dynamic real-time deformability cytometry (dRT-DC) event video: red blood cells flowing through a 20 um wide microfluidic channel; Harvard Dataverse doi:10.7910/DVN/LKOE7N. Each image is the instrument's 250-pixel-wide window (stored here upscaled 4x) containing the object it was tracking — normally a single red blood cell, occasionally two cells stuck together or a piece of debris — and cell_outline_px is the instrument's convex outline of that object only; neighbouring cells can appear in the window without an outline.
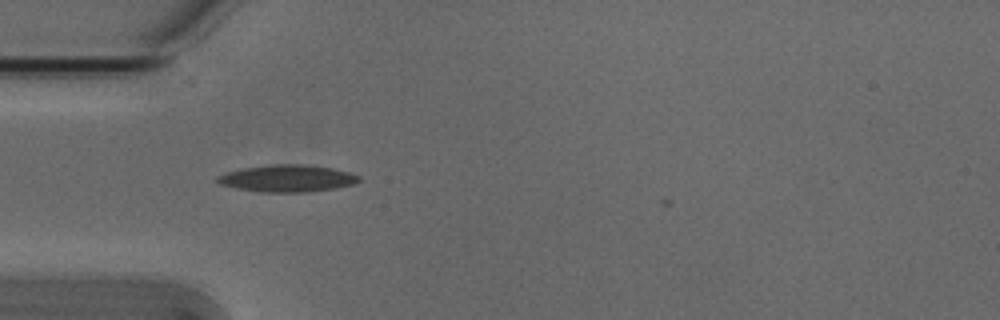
{"species": "Egyptian fruit bat (a non-hibernating species)", "species_latin": "Rousettus aegyptiacus", "temperature_condition": "cold", "stored_images_in_passage": 31, "camera_frame_rate_fps": 3000, "um_per_image_px": 0.085, "animal": {"sex": "male"}, "frame": {"image": 1, "passage_image": 1, "time_ms": 0.0, "image_size_px": [1000, 320], "cell_outline_px": [[360, 180], [352, 184], [336, 188], [308, 192], [260, 192], [236, 188], [220, 184], [216, 180], [216, 176], [228, 172], [244, 168], [272, 164], [300, 164], [332, 168], [348, 172], [360, 176]], "centroid_in_image_um": [24.41, 15.17], "position_along_channel_um": 60.6, "area_um2": 22.14}}
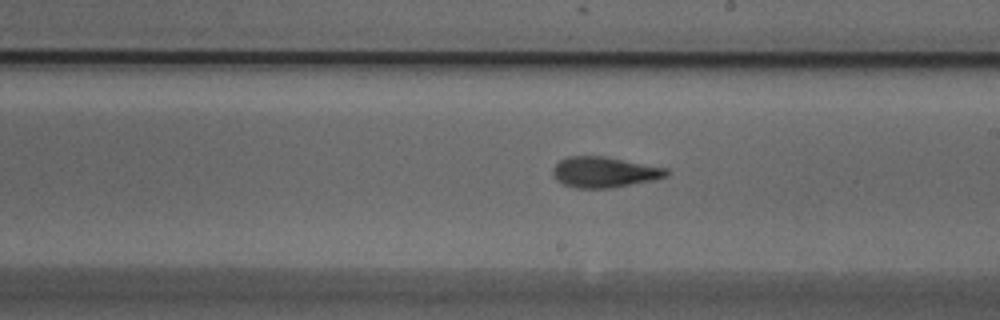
{"frame": {"image": 2, "passage_image": 15, "time_ms": 4.667, "image_size_px": [1000, 320], "cell_outline_px": [[668, 176], [652, 180], [612, 188], [576, 188], [564, 184], [556, 180], [552, 176], [552, 168], [560, 160], [568, 156], [604, 156], [668, 168]], "centroid_in_image_um": [51.34, 14.63], "position_along_channel_um": 237.7, "area_um2": 20.35}}
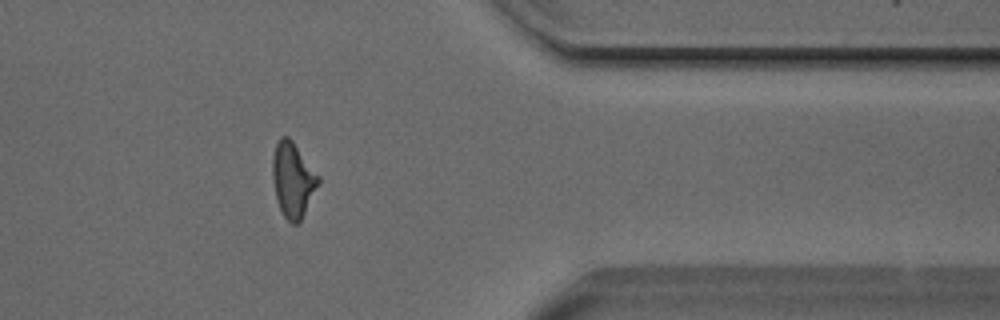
{"frame": {"image": 3, "passage_image": 28, "time_ms": 9.0, "image_size_px": [1000, 320], "cell_outline_px": [[320, 184], [300, 220], [296, 224], [292, 224], [284, 216], [276, 200], [272, 176], [272, 156], [276, 144], [280, 136], [288, 136], [292, 140], [320, 176]], "centroid_in_image_um": [24.89, 15.26], "position_along_channel_um": 386.5, "area_um2": 20.06}}